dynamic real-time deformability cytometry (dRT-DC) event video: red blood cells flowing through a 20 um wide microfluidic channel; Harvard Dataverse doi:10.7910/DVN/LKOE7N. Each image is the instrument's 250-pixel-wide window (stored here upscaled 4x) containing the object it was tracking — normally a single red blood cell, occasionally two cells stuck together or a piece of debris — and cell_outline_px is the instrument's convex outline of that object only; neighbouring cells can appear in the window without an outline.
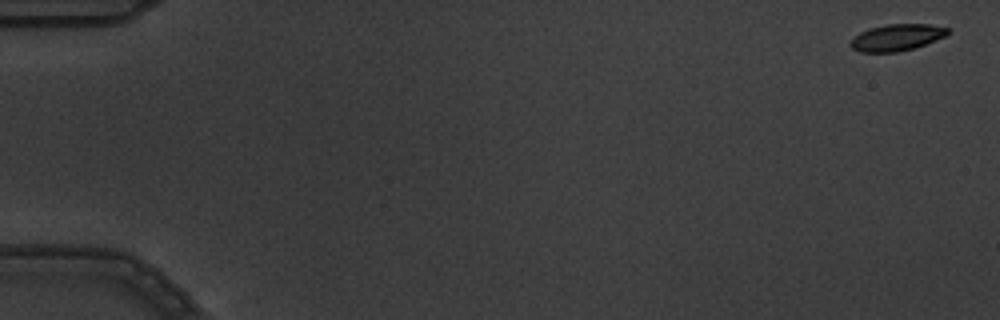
{"species": "common noctule bat (a hibernating species)", "species_latin": "Nyctalus noctula", "temperature_condition": "warm", "stored_images_in_passage": 9, "camera_frame_rate_fps": 3000, "um_per_image_px": 0.085, "animal": {"sex": "male", "body_mass_g": 19.5, "forearm_length_mm": 54.6}, "frame": {"image": 1, "passage_image": 1, "time_ms": 0.0, "image_size_px": [1000, 320], "cell_outline_px": [[948, 36], [912, 48], [896, 52], [860, 52], [852, 48], [848, 44], [860, 32], [872, 28], [888, 24], [928, 24], [948, 28]], "centroid_in_image_um": [76.23, 3.18], "position_along_channel_um": 8.8, "area_um2": 14.85}}
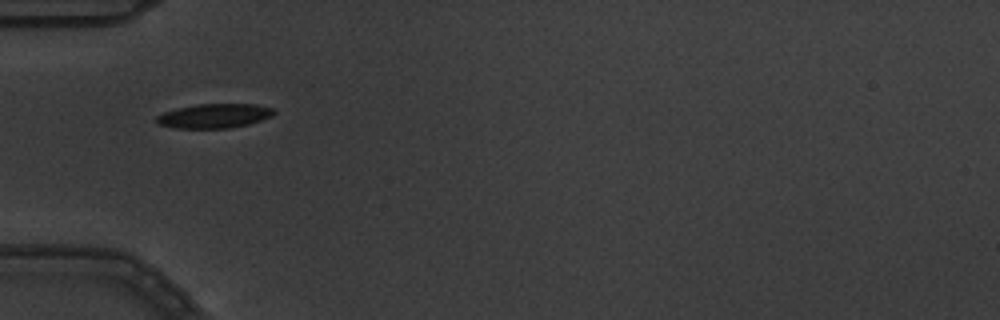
{"frame": {"image": 2, "passage_image": 6, "time_ms": 1.667, "image_size_px": [1000, 320], "cell_outline_px": [[276, 112], [272, 116], [248, 124], [228, 128], [176, 128], [156, 124], [156, 116], [164, 112], [176, 108], [196, 104], [256, 104], [272, 108]], "centroid_in_image_um": [18.18, 9.84], "position_along_channel_um": 66.8, "area_um2": 16.65}}
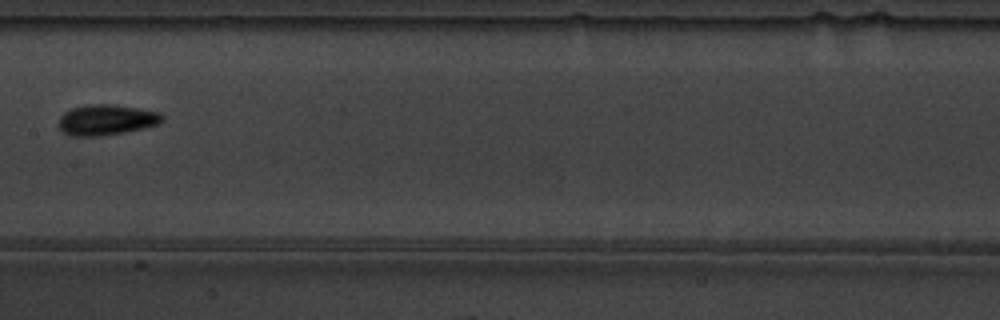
{"frame": {"image": 3, "passage_image": 9, "time_ms": 2.667, "image_size_px": [1000, 320], "cell_outline_px": [[164, 120], [160, 124], [124, 132], [100, 136], [72, 136], [64, 132], [60, 128], [60, 116], [64, 112], [72, 108], [88, 104], [112, 104], [140, 108], [160, 112], [164, 116]], "centroid_in_image_um": [9.09, 10.17], "position_along_channel_um": 198.3, "area_um2": 18.5}}